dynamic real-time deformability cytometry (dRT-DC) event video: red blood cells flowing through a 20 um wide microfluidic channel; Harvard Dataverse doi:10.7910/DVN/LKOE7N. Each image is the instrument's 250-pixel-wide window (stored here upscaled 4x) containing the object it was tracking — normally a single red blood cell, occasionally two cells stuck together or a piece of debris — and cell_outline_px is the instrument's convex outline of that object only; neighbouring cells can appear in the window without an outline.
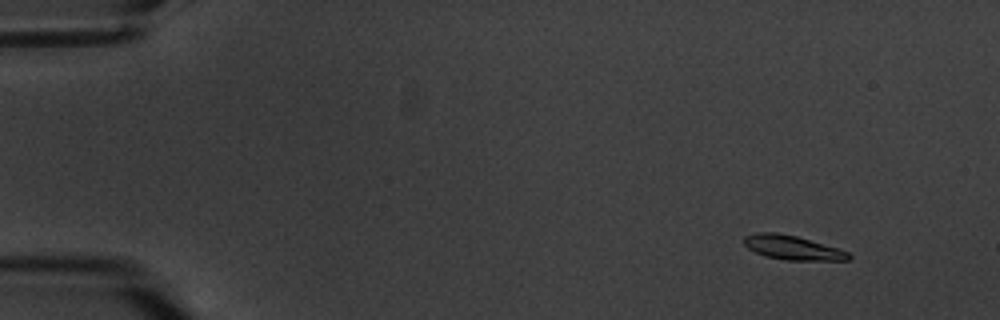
{"species": "common noctule bat (a hibernating species)", "species_latin": "Nyctalus noctula", "temperature_condition": "warm", "stored_images_in_passage": 11, "camera_frame_rate_fps": 3000, "um_per_image_px": 0.085, "animal": {"sex": "male", "body_mass_g": 20.1, "forearm_length_mm": 53.5}, "frame": {"image": 1, "passage_image": 2, "time_ms": 2.0, "image_size_px": [1000, 320], "cell_outline_px": [[852, 256], [848, 260], [784, 260], [764, 256], [748, 248], [744, 244], [744, 236], [756, 232], [776, 232], [796, 236], [836, 248], [848, 252]], "centroid_in_image_um": [67.32, 21.05], "position_along_channel_um": 17.7, "area_um2": 14.62}}
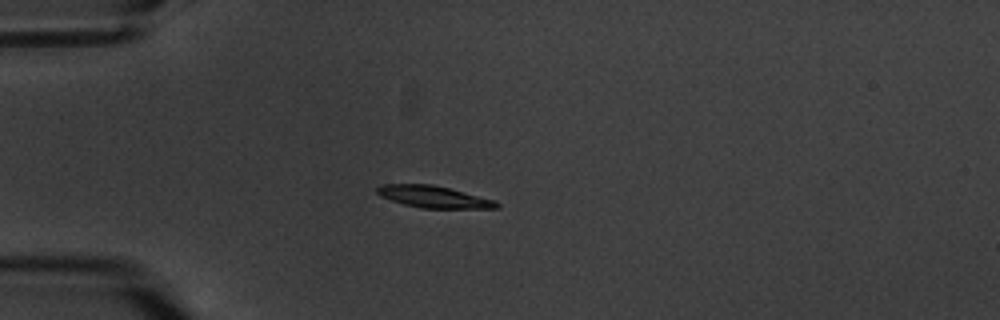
{"frame": {"image": 2, "passage_image": 5, "time_ms": 5.667, "image_size_px": [1000, 320], "cell_outline_px": [[500, 208], [420, 208], [404, 204], [380, 196], [376, 192], [376, 188], [384, 184], [432, 184], [496, 200], [500, 204]], "centroid_in_image_um": [36.88, 16.73], "position_along_channel_um": 48.1, "area_um2": 15.14}}